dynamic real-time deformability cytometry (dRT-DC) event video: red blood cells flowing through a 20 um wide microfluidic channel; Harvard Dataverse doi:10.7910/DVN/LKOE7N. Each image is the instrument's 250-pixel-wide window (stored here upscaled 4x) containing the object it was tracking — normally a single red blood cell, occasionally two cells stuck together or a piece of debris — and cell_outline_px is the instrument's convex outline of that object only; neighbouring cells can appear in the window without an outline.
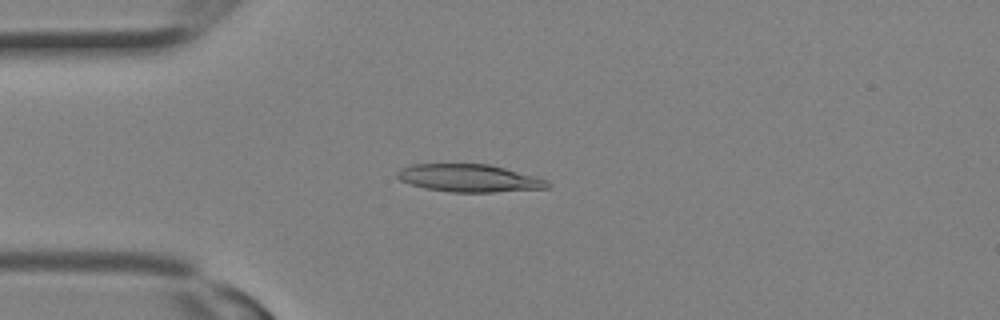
{"species": "Egyptian fruit bat (a non-hibernating species)", "species_latin": "Rousettus aegyptiacus", "temperature_condition": "room temperature", "stored_images_in_passage": 9, "camera_frame_rate_fps": 3000, "um_per_image_px": 0.085, "animal": {"sex": "female"}, "frame": {"image": 1, "passage_image": 6, "time_ms": 1.667, "image_size_px": [1000, 320], "cell_outline_px": [[552, 184], [548, 188], [492, 192], [452, 192], [424, 188], [400, 180], [396, 176], [396, 172], [400, 168], [412, 164], [488, 164], [536, 176], [548, 180]], "centroid_in_image_um": [39.89, 15.14], "position_along_channel_um": 45.1, "area_um2": 24.22}}
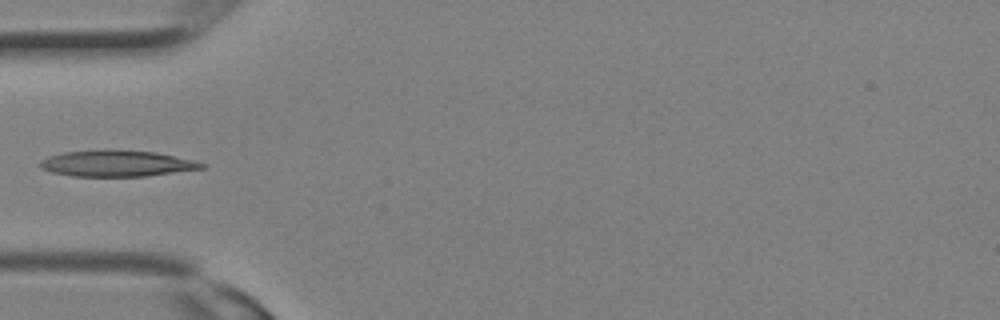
{"frame": {"image": 2, "passage_image": 8, "time_ms": 2.333, "image_size_px": [1000, 320], "cell_outline_px": [[208, 164], [204, 168], [144, 176], [72, 176], [52, 172], [40, 168], [40, 160], [48, 156], [60, 152], [104, 148], [116, 148], [156, 152], [196, 160]], "centroid_in_image_um": [9.91, 13.86], "position_along_channel_um": 75.1, "area_um2": 25.32}}